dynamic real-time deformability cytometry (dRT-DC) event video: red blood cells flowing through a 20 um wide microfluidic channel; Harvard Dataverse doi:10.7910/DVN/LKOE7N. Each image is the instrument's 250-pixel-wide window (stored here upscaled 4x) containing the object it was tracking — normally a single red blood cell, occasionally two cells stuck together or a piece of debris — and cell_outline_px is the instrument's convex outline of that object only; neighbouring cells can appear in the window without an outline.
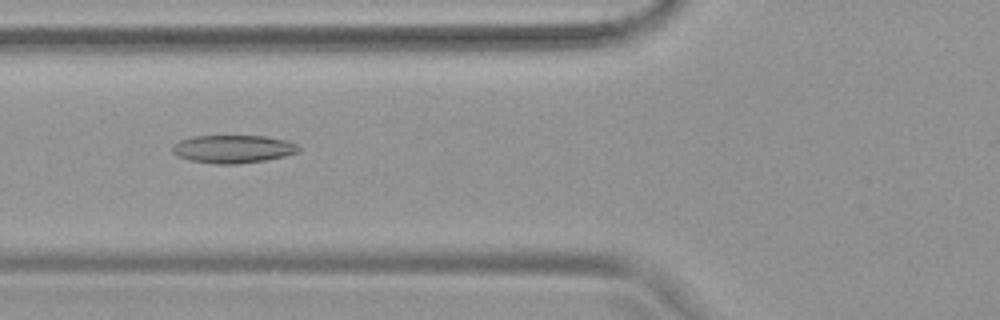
{"species": "common noctule bat (a hibernating species)", "species_latin": "Nyctalus noctula", "temperature_condition": "warm", "stored_images_in_passage": 54, "camera_frame_rate_fps": 3000, "um_per_image_px": 0.085, "animal": {"sex": "female", "body_mass_g": 19.9}, "frame": {"image": 1, "passage_image": 21, "time_ms": 6.667, "image_size_px": [1000, 320], "cell_outline_px": [[300, 152], [284, 156], [264, 160], [236, 164], [216, 164], [192, 160], [176, 156], [172, 152], [172, 144], [180, 140], [192, 136], [264, 136], [284, 140], [296, 144], [300, 148]], "centroid_in_image_um": [19.78, 12.66], "position_along_channel_um": 106.0, "area_um2": 20.52}}
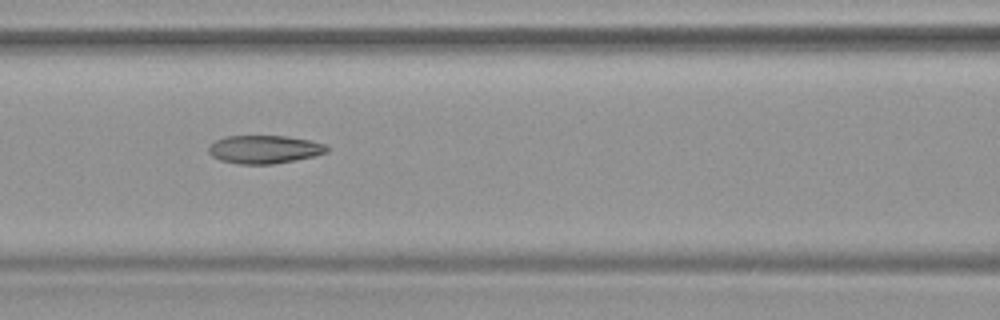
{"frame": {"image": 2, "passage_image": 24, "time_ms": 7.667, "image_size_px": [1000, 320], "cell_outline_px": [[328, 152], [316, 156], [296, 160], [272, 164], [240, 164], [220, 160], [212, 156], [208, 152], [208, 148], [216, 140], [224, 136], [288, 136], [308, 140], [324, 144], [328, 148]], "centroid_in_image_um": [22.48, 12.7], "position_along_channel_um": 144.1, "area_um2": 19.42}}
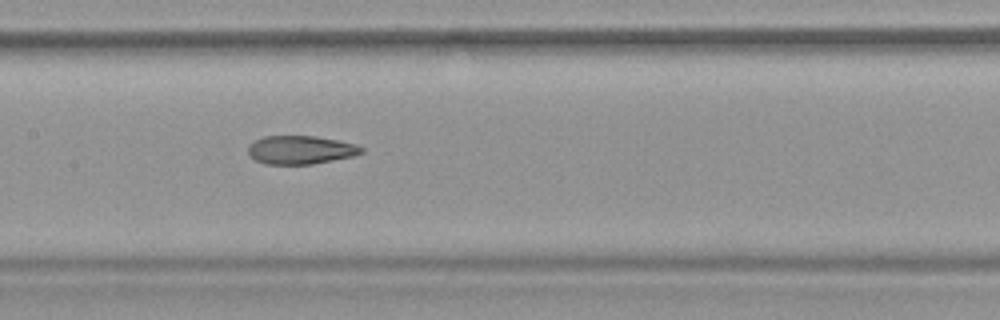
{"frame": {"image": 3, "passage_image": 27, "time_ms": 8.667, "image_size_px": [1000, 320], "cell_outline_px": [[364, 152], [352, 156], [312, 164], [264, 164], [248, 156], [248, 144], [264, 136], [316, 136], [356, 144], [364, 148]], "centroid_in_image_um": [25.52, 12.74], "position_along_channel_um": 181.9, "area_um2": 18.79}, "authors_computed_cell_mechanics": {"area_um2": 21.3571, "velocity_mm_per_s": 3.7888, "shape_relaxation_time_tau1_ms": null, "shape_relaxation_time_tau2_ms": 2.0371, "deformation_change_tau1": null, "deformation_change_tau2": 0.1026}}